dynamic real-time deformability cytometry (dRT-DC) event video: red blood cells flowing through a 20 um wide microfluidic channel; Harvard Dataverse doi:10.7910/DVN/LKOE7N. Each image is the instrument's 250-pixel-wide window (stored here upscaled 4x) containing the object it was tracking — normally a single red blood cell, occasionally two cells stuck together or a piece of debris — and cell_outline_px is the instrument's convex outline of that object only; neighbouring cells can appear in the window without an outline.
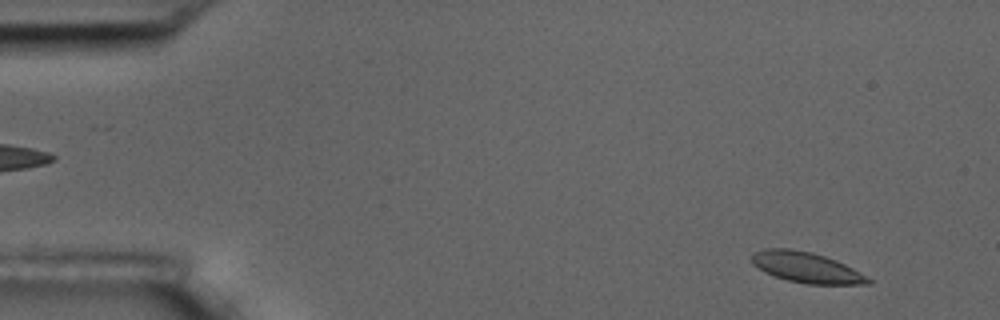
{"species": "common noctule bat (a hibernating species)", "species_latin": "Nyctalus noctula", "temperature_condition": "room temperature", "stored_images_in_passage": 9, "camera_frame_rate_fps": 3000, "um_per_image_px": 0.085, "animal": {"sex": "male", "body_mass_g": 17.5, "forearm_length_mm": 52.3}, "frame": {"image": 1, "passage_image": 2, "time_ms": 1.0, "image_size_px": [1000, 320], "cell_outline_px": [[872, 284], [808, 284], [788, 280], [764, 272], [752, 264], [752, 256], [756, 252], [764, 248], [788, 248], [812, 252], [836, 260], [852, 268], [872, 280]], "centroid_in_image_um": [68.53, 22.73], "position_along_channel_um": 16.5, "area_um2": 20.52}}
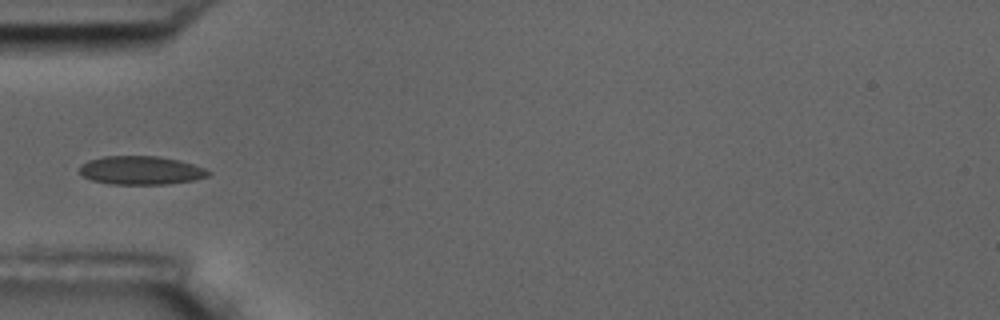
{"frame": {"image": 2, "passage_image": 6, "time_ms": 5.667, "image_size_px": [1000, 320], "cell_outline_px": [[212, 172], [208, 176], [196, 180], [168, 184], [108, 184], [92, 180], [84, 176], [80, 172], [80, 164], [88, 160], [104, 156], [160, 156], [180, 160], [204, 168]], "centroid_in_image_um": [11.99, 14.48], "position_along_channel_um": 73.0, "area_um2": 21.56}}
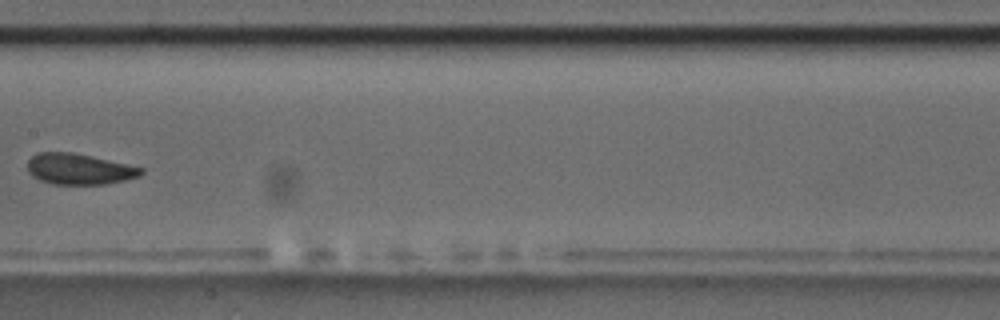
{"frame": {"image": 3, "passage_image": 9, "time_ms": 9.333, "image_size_px": [1000, 320], "cell_outline_px": [[144, 172], [140, 176], [124, 180], [104, 184], [52, 184], [40, 180], [32, 176], [28, 172], [28, 160], [36, 152], [72, 152], [92, 156], [144, 168]], "centroid_in_image_um": [6.71, 14.36], "position_along_channel_um": 200.7, "area_um2": 20.46}}